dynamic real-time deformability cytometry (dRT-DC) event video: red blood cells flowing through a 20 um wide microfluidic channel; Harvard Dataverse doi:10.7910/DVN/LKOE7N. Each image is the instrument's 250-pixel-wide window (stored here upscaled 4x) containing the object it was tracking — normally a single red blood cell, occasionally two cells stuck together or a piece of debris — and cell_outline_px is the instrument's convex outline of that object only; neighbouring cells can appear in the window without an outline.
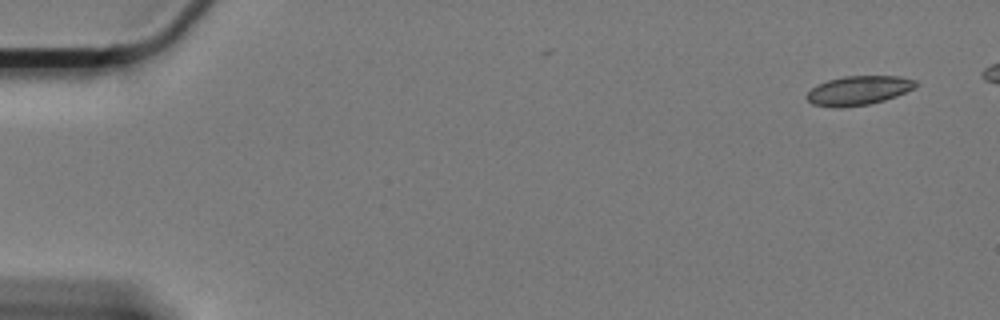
{"species": "Egyptian fruit bat (a non-hibernating species)", "species_latin": "Rousettus aegyptiacus", "temperature_condition": "cold", "stored_images_in_passage": 7, "camera_frame_rate_fps": 3000, "um_per_image_px": 0.085, "animal": {"sex": "female"}, "frame": {"image": 1, "passage_image": 1, "time_ms": 0.0, "image_size_px": [1000, 320], "cell_outline_px": [[920, 84], [916, 88], [896, 96], [884, 100], [868, 104], [812, 104], [804, 96], [812, 88], [828, 80], [844, 76], [900, 76], [916, 80]], "centroid_in_image_um": [73.09, 7.63], "position_along_channel_um": 11.9, "area_um2": 17.74}}